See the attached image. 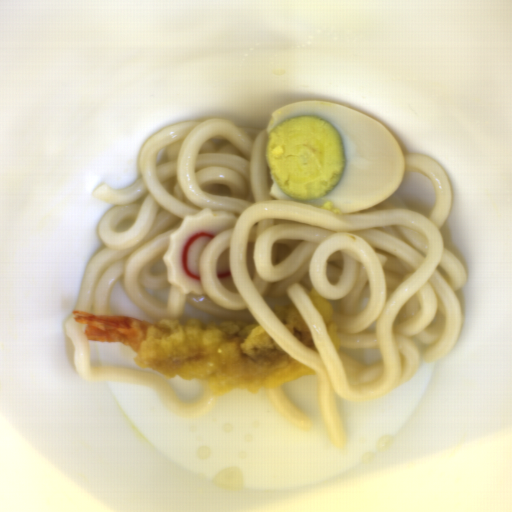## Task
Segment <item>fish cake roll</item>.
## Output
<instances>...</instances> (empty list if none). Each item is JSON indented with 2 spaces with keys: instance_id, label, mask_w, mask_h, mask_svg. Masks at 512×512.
<instances>
[{
  "instance_id": "fish-cake-roll-2",
  "label": "fish cake roll",
  "mask_w": 512,
  "mask_h": 512,
  "mask_svg": "<svg viewBox=\"0 0 512 512\" xmlns=\"http://www.w3.org/2000/svg\"><path fill=\"white\" fill-rule=\"evenodd\" d=\"M229 256V248L220 254L216 261L215 274L227 291L238 293L230 271Z\"/></svg>"
},
{
  "instance_id": "fish-cake-roll-1",
  "label": "fish cake roll",
  "mask_w": 512,
  "mask_h": 512,
  "mask_svg": "<svg viewBox=\"0 0 512 512\" xmlns=\"http://www.w3.org/2000/svg\"><path fill=\"white\" fill-rule=\"evenodd\" d=\"M236 213L214 211L212 207L183 216L178 228L169 235L167 252L162 256L167 266V282L182 294H207L200 276V256L217 235L232 228Z\"/></svg>"
}]
</instances>
